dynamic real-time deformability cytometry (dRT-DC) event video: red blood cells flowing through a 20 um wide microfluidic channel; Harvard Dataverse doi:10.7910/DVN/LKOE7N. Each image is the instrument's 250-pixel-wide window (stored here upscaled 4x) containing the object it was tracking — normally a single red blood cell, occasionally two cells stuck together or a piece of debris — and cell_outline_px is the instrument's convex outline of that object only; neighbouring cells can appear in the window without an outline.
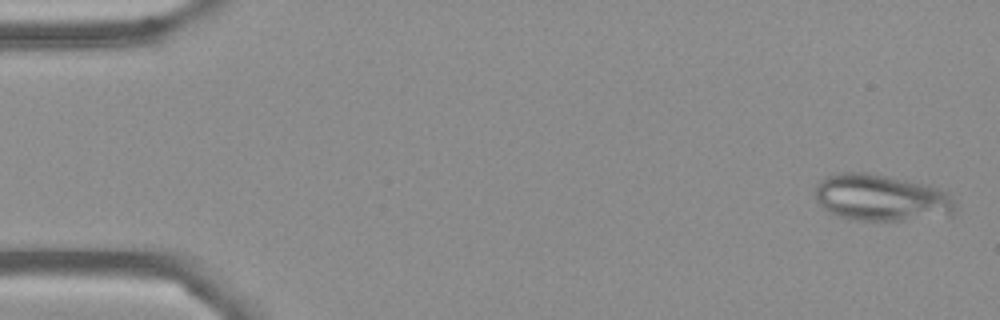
{"species": "Egyptian fruit bat (a non-hibernating species)", "species_latin": "Rousettus aegyptiacus", "temperature_condition": "cold", "stored_images_in_passage": 5, "camera_frame_rate_fps": 3000, "um_per_image_px": 0.085, "frame": {"image": 1, "passage_image": 1, "time_ms": 0.0, "image_size_px": [1000, 320], "cell_outline_px": [[956, 208], [952, 216], [900, 220], [848, 220], [836, 216], [828, 212], [816, 200], [816, 184], [824, 176], [840, 172], [868, 172], [932, 184], [948, 192], [956, 204]], "centroid_in_image_um": [74.94, 16.8], "position_along_channel_um": 10.1, "area_um2": 39.02}}